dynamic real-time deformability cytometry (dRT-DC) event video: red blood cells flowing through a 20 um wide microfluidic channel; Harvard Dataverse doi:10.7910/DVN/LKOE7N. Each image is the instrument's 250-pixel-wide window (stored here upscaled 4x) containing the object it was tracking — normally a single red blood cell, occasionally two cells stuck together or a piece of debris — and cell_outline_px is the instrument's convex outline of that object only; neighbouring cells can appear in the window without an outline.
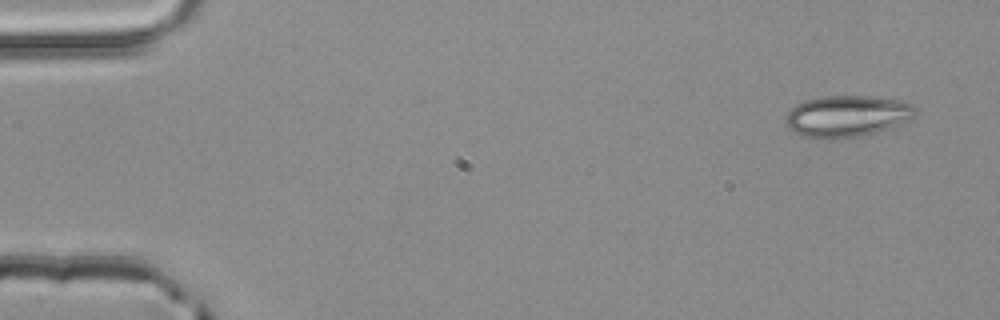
{"species": "common noctule bat (a hibernating species)", "species_latin": "Nyctalus noctula", "temperature_condition": "room temperature", "stored_images_in_passage": 4, "segment_of_instrument_passage": [1, 2], "camera_frame_rate_fps": 3000, "um_per_image_px": 0.085, "animal": {"sex": "male", "body_mass_g": 20.4}, "frame": {"image": 1, "passage_image": 1, "time_ms": 0.0, "image_size_px": [1000, 320], "cell_outline_px": [[916, 116], [912, 120], [876, 132], [860, 136], [832, 140], [828, 140], [800, 136], [792, 132], [784, 120], [784, 116], [796, 104], [804, 100], [824, 96], [876, 96], [904, 100], [912, 104], [916, 108]], "centroid_in_image_um": [72.01, 9.88], "position_along_channel_um": 13.0, "area_um2": 32.14}}